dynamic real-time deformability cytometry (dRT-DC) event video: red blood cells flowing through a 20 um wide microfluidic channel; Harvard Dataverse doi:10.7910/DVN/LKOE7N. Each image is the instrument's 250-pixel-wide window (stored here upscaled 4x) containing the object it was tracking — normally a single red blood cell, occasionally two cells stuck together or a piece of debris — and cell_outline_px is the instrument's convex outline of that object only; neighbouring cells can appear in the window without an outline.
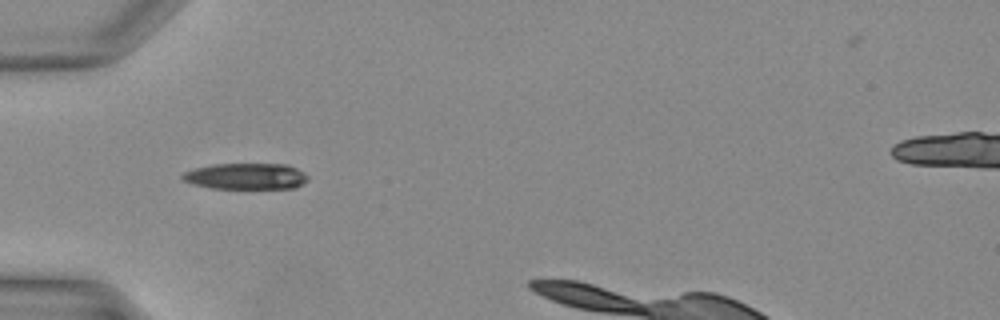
{"species": "Egyptian fruit bat (a non-hibernating species)", "species_latin": "Rousettus aegyptiacus", "temperature_condition": "warm", "stored_images_in_passage": 21, "camera_frame_rate_fps": 3000, "um_per_image_px": 0.085, "animal": {"sex": "female"}, "frame": {"image": 1, "passage_image": 1, "time_ms": 0.0, "image_size_px": [1000, 320], "cell_outline_px": [[308, 180], [292, 188], [212, 188], [196, 184], [184, 180], [180, 176], [184, 172], [196, 168], [212, 164], [288, 164], [304, 172], [308, 176]], "centroid_in_image_um": [20.93, 14.97], "position_along_channel_um": 64.1, "area_um2": 18.9}}
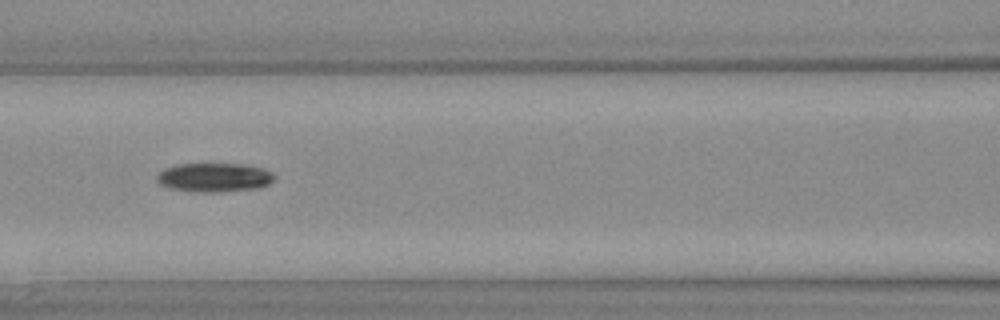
{"frame": {"image": 2, "passage_image": 6, "time_ms": 1.667, "image_size_px": [1000, 320], "cell_outline_px": [[276, 176], [268, 184], [256, 188], [212, 192], [168, 188], [160, 184], [156, 180], [156, 176], [164, 168], [176, 164], [240, 164], [264, 168], [272, 172]], "centroid_in_image_um": [18.2, 15.06], "position_along_channel_um": 148.4, "area_um2": 19.54}}